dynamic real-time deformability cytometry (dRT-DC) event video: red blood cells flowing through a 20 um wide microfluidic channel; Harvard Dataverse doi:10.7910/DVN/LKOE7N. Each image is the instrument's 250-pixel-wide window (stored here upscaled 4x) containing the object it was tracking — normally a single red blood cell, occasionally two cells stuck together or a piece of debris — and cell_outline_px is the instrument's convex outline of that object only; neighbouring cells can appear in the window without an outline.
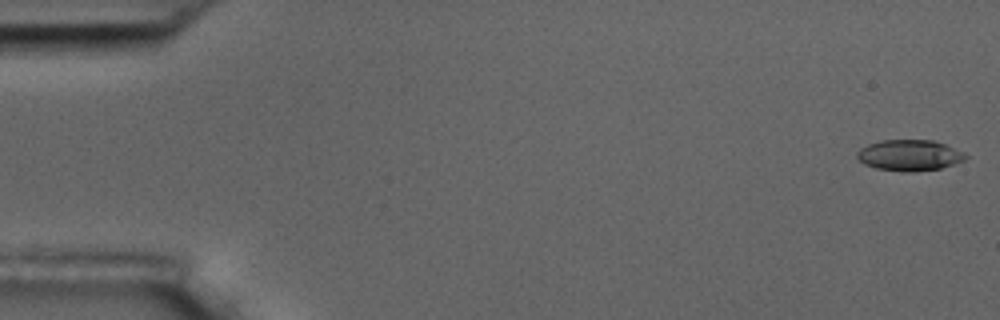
{"species": "common noctule bat (a hibernating species)", "species_latin": "Nyctalus noctula", "temperature_condition": "room temperature", "stored_images_in_passage": 10, "camera_frame_rate_fps": 3000, "um_per_image_px": 0.085, "animal": {"sex": "male", "body_mass_g": 17.5, "forearm_length_mm": 52.3}, "frame": {"image": 1, "passage_image": 1, "time_ms": 0.0, "image_size_px": [1000, 320], "cell_outline_px": [[968, 156], [964, 160], [940, 168], [912, 172], [904, 172], [876, 168], [864, 164], [856, 156], [856, 152], [860, 148], [868, 144], [880, 140], [932, 140], [944, 144], [964, 152]], "centroid_in_image_um": [77.28, 13.19], "position_along_channel_um": 7.7, "area_um2": 19.54}}
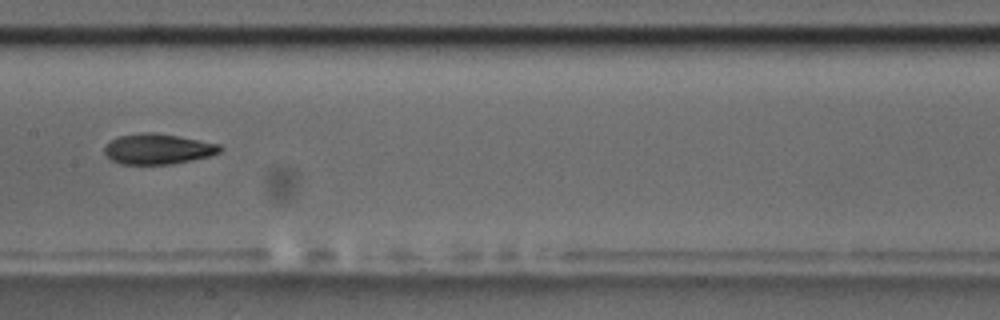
{"frame": {"image": 2, "passage_image": 8, "time_ms": 9.0, "image_size_px": [1000, 320], "cell_outline_px": [[224, 148], [220, 152], [208, 156], [192, 160], [172, 164], [120, 164], [112, 160], [104, 152], [104, 148], [116, 136], [140, 132], [156, 132], [220, 144]], "centroid_in_image_um": [13.42, 12.65], "position_along_channel_um": 194.0, "area_um2": 20.52}}
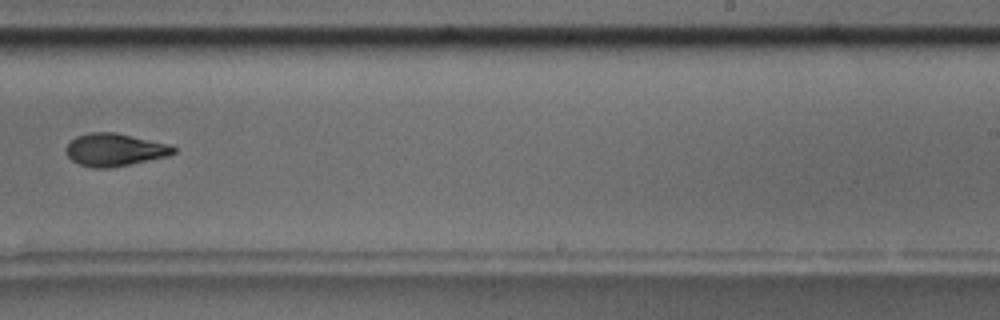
{"frame": {"image": 3, "passage_image": 10, "time_ms": 11.333, "image_size_px": [1000, 320], "cell_outline_px": [[176, 152], [168, 156], [108, 168], [92, 168], [80, 164], [72, 160], [64, 152], [64, 148], [76, 136], [88, 132], [116, 132], [172, 144], [176, 148]], "centroid_in_image_um": [9.75, 12.71], "position_along_channel_um": 279.2, "area_um2": 20.63}}